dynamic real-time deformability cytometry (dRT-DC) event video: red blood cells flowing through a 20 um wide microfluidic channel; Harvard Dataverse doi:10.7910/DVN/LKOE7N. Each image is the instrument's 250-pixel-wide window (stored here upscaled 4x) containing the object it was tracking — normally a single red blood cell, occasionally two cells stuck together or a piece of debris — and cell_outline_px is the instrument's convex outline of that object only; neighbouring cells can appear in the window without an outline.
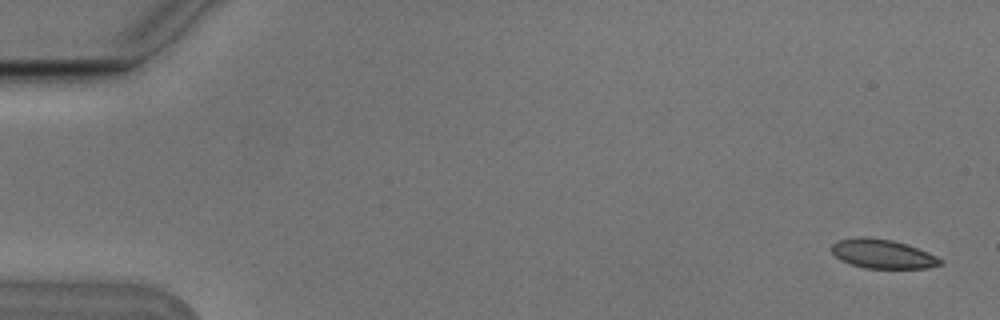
{"species": "Egyptian fruit bat (a non-hibernating species)", "species_latin": "Rousettus aegyptiacus", "temperature_condition": "cold", "stored_images_in_passage": 5, "camera_frame_rate_fps": 3000, "um_per_image_px": 0.085, "animal": {"sex": "male"}, "frame": {"image": 1, "passage_image": 1, "time_ms": 0.0, "image_size_px": [1000, 320], "cell_outline_px": [[940, 264], [928, 268], [864, 268], [840, 260], [828, 248], [832, 244], [840, 240], [892, 240], [908, 244], [928, 252], [936, 256], [940, 260]], "centroid_in_image_um": [75.04, 21.63], "position_along_channel_um": 10.0, "area_um2": 17.57}}